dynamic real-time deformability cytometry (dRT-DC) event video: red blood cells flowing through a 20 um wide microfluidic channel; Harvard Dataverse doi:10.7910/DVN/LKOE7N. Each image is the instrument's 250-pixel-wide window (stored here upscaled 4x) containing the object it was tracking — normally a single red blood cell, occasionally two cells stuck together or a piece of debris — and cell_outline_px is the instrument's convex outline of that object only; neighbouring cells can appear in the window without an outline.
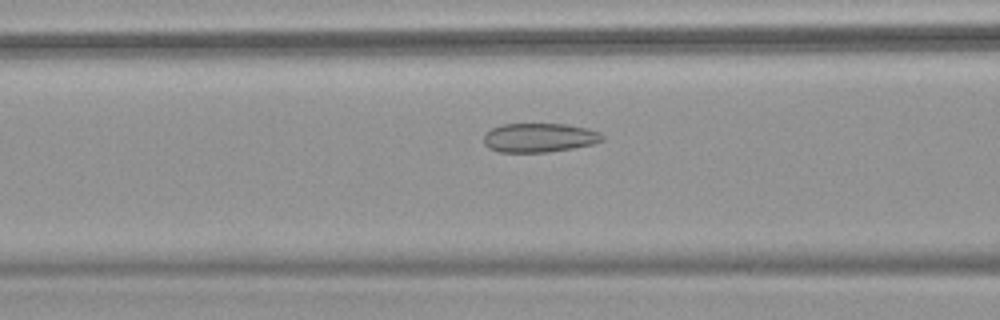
{"species": "common noctule bat (a hibernating species)", "species_latin": "Nyctalus noctula", "temperature_condition": "warm", "stored_images_in_passage": 42, "camera_frame_rate_fps": 3000, "um_per_image_px": 0.085, "animal": {"sex": "female", "body_mass_g": 18.4}, "frame": {"image": 1, "passage_image": 17, "time_ms": 5.333, "image_size_px": [1000, 320], "cell_outline_px": [[604, 140], [592, 144], [572, 148], [548, 152], [496, 152], [488, 148], [484, 144], [484, 136], [492, 128], [500, 124], [568, 124], [588, 128], [600, 132], [604, 136]], "centroid_in_image_um": [45.85, 11.7], "position_along_channel_um": 120.8, "area_um2": 20.23}}
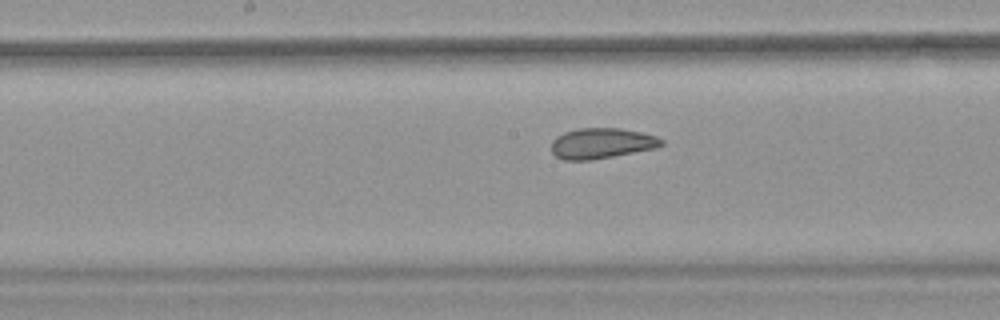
{"frame": {"image": 2, "passage_image": 23, "time_ms": 7.333, "image_size_px": [1000, 320], "cell_outline_px": [[664, 144], [656, 148], [592, 160], [564, 160], [556, 156], [552, 152], [552, 140], [556, 136], [564, 132], [580, 128], [620, 128], [640, 132], [656, 136], [664, 140]], "centroid_in_image_um": [51.14, 12.18], "position_along_channel_um": 197.1, "area_um2": 19.59}}
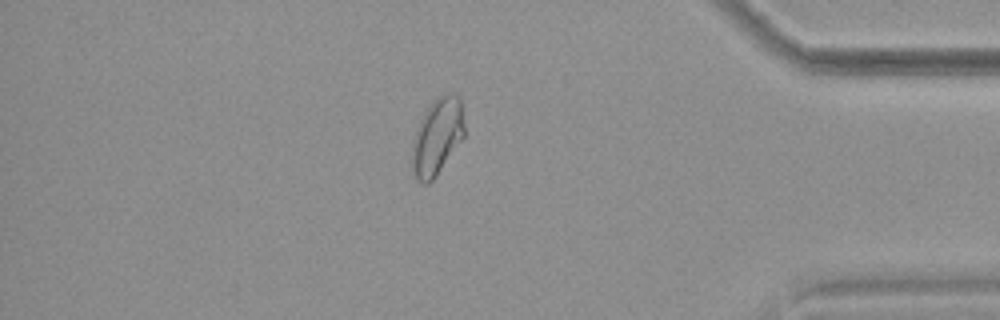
{"frame": {"image": 3, "passage_image": 41, "time_ms": 13.333, "image_size_px": [1000, 320], "cell_outline_px": [[464, 136], [436, 176], [428, 184], [424, 184], [412, 172], [412, 144], [416, 128], [424, 112], [432, 100], [448, 92], [452, 92], [460, 96], [464, 124]], "centroid_in_image_um": [37.16, 11.57], "position_along_channel_um": 398.0, "area_um2": 23.35}}